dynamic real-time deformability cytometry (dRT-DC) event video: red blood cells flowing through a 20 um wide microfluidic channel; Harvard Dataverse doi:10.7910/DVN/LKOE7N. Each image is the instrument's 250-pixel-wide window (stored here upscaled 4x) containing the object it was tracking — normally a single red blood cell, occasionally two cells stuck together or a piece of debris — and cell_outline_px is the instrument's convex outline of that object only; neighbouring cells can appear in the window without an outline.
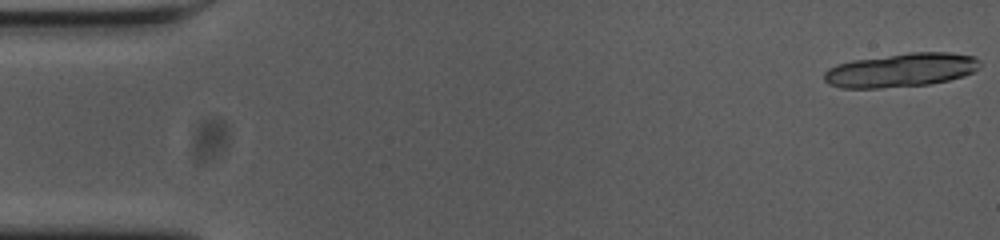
{"species": "common noctule bat (a hibernating species)", "species_latin": "Nyctalus noctula", "temperature_condition": "cold", "stored_images_in_passage": 13, "camera_frame_rate_fps": 3000, "um_per_image_px": 0.085, "animal": {"sex": "female", "body_mass_g": 23.0, "forearm_length_mm": 53.4}, "frame": {"image": 1, "passage_image": 1, "time_ms": 0.0, "image_size_px": [1000, 240], "cell_outline_px": [[980, 68], [964, 76], [948, 80], [928, 84], [880, 88], [840, 88], [828, 84], [824, 80], [824, 72], [828, 68], [836, 64], [852, 60], [912, 52], [948, 52], [976, 56], [980, 60]], "centroid_in_image_um": [76.59, 5.95], "position_along_channel_um": 8.4, "area_um2": 30.87}}